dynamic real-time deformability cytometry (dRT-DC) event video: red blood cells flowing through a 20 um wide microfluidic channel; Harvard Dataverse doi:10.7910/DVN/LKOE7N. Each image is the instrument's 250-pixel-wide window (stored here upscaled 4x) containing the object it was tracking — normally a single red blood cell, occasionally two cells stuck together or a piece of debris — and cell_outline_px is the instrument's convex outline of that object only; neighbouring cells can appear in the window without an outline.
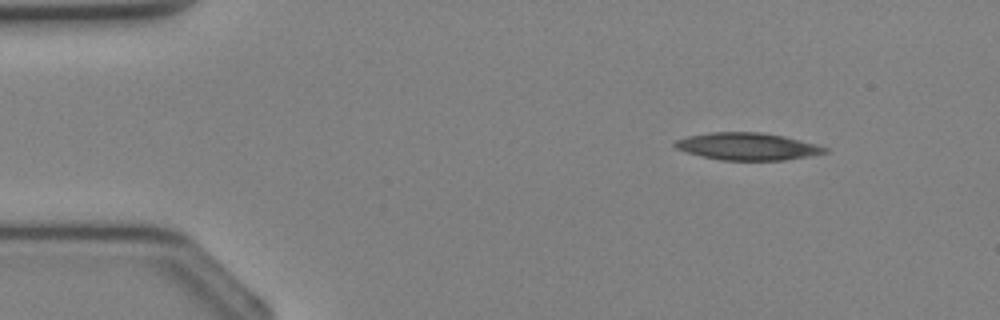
{"species": "Egyptian fruit bat (a non-hibernating species)", "species_latin": "Rousettus aegyptiacus", "temperature_condition": "cold", "stored_images_in_passage": 32, "camera_frame_rate_fps": 3000, "um_per_image_px": 0.085, "animal": {"sex": "female"}, "frame": {"image": 1, "passage_image": 1, "time_ms": 0.0, "image_size_px": [1000, 320], "cell_outline_px": [[828, 152], [808, 156], [784, 160], [720, 160], [688, 152], [676, 148], [672, 144], [676, 140], [688, 136], [708, 132], [760, 132], [784, 136], [816, 144], [828, 148]], "centroid_in_image_um": [63.53, 12.44], "position_along_channel_um": 21.5, "area_um2": 23.64}}
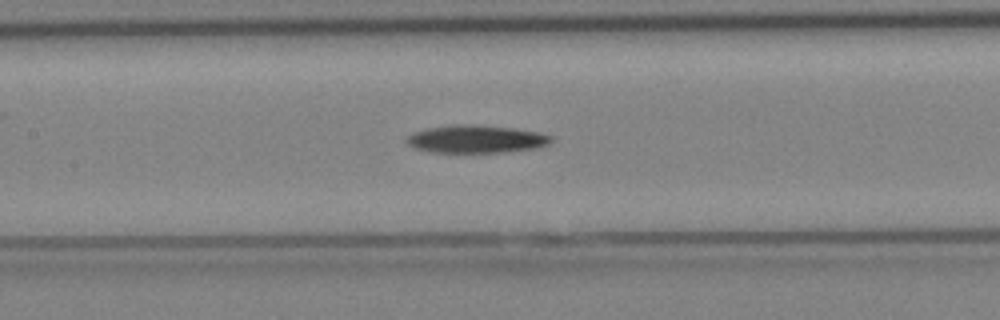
{"frame": {"image": 2, "passage_image": 13, "time_ms": 4.0, "image_size_px": [1000, 320], "cell_outline_px": [[552, 140], [548, 144], [536, 148], [504, 152], [432, 152], [416, 148], [408, 144], [404, 140], [412, 132], [424, 128], [456, 124], [472, 124], [512, 128], [540, 132], [552, 136]], "centroid_in_image_um": [40.45, 11.81], "position_along_channel_um": 167.0, "area_um2": 23.47}}
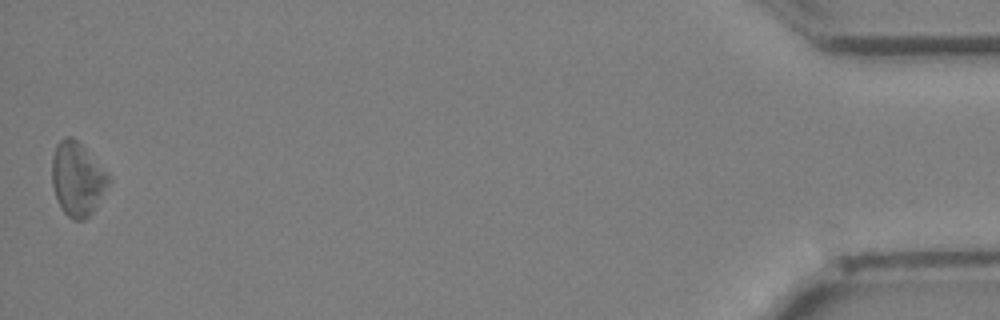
{"frame": {"image": 3, "passage_image": 32, "time_ms": 10.333, "image_size_px": [1000, 320], "cell_outline_px": [[112, 180], [92, 212], [84, 220], [72, 220], [60, 208], [52, 184], [52, 156], [56, 144], [60, 140], [68, 136], [72, 136], [112, 176]], "centroid_in_image_um": [6.58, 15.21], "position_along_channel_um": 428.6, "area_um2": 24.33}}